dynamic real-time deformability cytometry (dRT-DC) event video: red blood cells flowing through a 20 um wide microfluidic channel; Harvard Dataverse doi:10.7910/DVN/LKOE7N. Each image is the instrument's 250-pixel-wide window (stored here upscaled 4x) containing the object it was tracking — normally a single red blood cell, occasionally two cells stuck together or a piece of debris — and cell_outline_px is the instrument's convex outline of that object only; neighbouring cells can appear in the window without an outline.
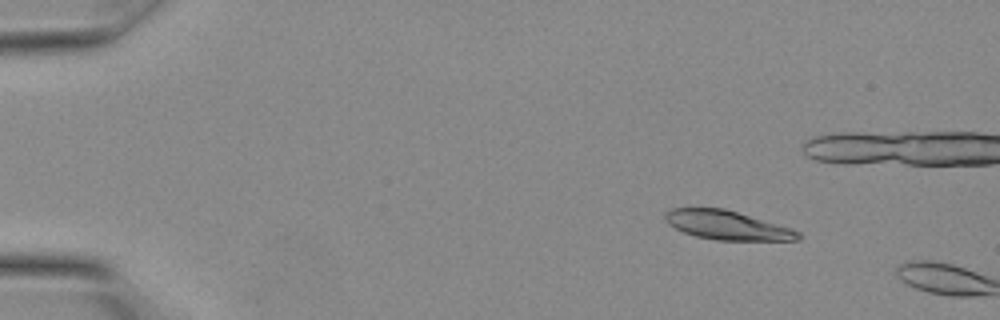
{"species": "Egyptian fruit bat (a non-hibernating species)", "species_latin": "Rousettus aegyptiacus", "temperature_condition": "warm", "stored_images_in_passage": 4, "camera_frame_rate_fps": 3000, "um_per_image_px": 0.085, "animal": {"sex": "female"}, "frame": {"image": 1, "passage_image": 2, "time_ms": 0.333, "image_size_px": [1000, 320], "cell_outline_px": [[800, 240], [716, 240], [696, 236], [684, 232], [668, 224], [664, 220], [664, 212], [672, 208], [724, 208], [792, 228], [800, 232]], "centroid_in_image_um": [61.79, 19.14], "position_along_channel_um": 23.2, "area_um2": 22.43}}